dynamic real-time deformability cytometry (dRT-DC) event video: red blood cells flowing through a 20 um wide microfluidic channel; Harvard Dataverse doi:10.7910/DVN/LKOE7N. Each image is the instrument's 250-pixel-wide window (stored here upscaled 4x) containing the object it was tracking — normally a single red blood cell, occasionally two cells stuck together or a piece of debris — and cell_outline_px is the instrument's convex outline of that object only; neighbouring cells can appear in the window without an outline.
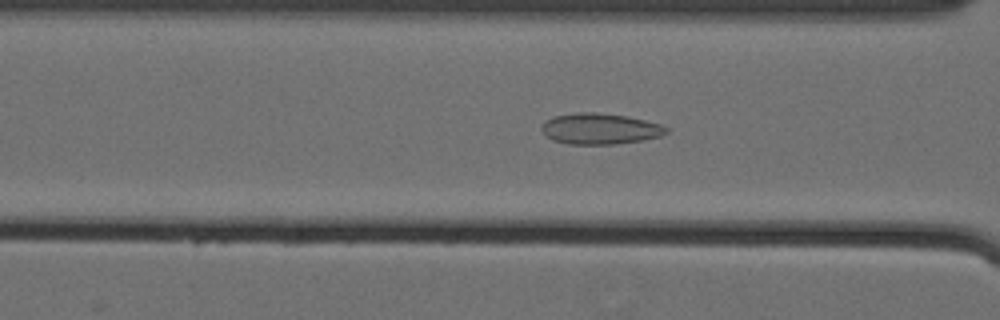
{"species": "Egyptian fruit bat (a non-hibernating species)", "species_latin": "Rousettus aegyptiacus", "temperature_condition": "cold", "stored_images_in_passage": 60, "camera_frame_rate_fps": 3000, "um_per_image_px": 0.085, "animal": {"sex": "female"}, "frame": {"image": 1, "passage_image": 28, "time_ms": 9.0, "image_size_px": [1000, 320], "cell_outline_px": [[668, 132], [660, 136], [644, 140], [616, 144], [568, 144], [552, 140], [540, 128], [544, 120], [552, 116], [576, 112], [592, 112], [628, 116], [660, 124], [668, 128]], "centroid_in_image_um": [50.98, 10.94], "position_along_channel_um": 115.6, "area_um2": 22.6}}
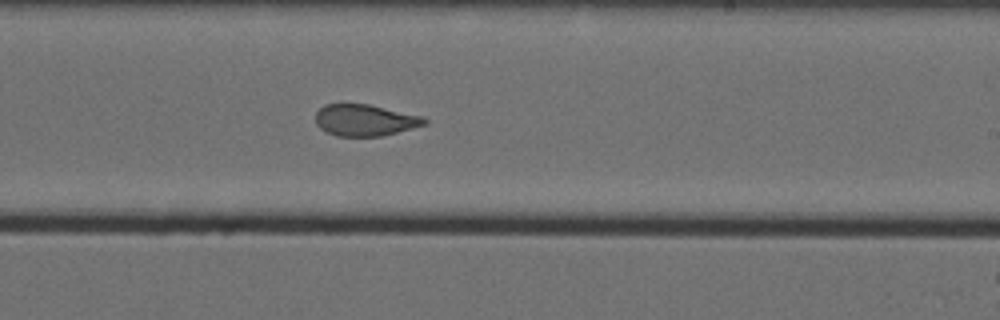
{"frame": {"image": 2, "passage_image": 40, "time_ms": 13.0, "image_size_px": [1000, 320], "cell_outline_px": [[428, 124], [380, 136], [336, 136], [320, 128], [316, 124], [316, 112], [324, 104], [368, 104], [420, 116], [428, 120]], "centroid_in_image_um": [31.0, 10.21], "position_along_channel_um": 258.0, "area_um2": 19.77}}
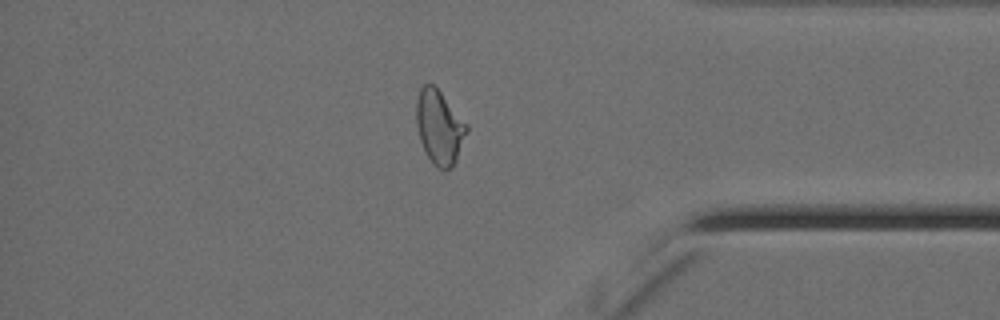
{"frame": {"image": 3, "passage_image": 53, "time_ms": 17.333, "image_size_px": [1000, 320], "cell_outline_px": [[468, 132], [456, 160], [452, 168], [436, 168], [428, 156], [420, 140], [416, 124], [416, 100], [420, 88], [424, 84], [432, 84], [440, 92], [468, 124]], "centroid_in_image_um": [37.35, 10.8], "position_along_channel_um": 397.8, "area_um2": 21.56}, "authors_computed_cell_mechanics": {"area_um2": 22.5998, "velocity_mm_per_s": 3.5567, "shape_relaxation_time_tau1_ms": 6.8481, "shape_relaxation_time_tau2_ms": 1.5015, "deformation_change_tau1": 0.1583, "deformation_change_tau2": 0.0666}}